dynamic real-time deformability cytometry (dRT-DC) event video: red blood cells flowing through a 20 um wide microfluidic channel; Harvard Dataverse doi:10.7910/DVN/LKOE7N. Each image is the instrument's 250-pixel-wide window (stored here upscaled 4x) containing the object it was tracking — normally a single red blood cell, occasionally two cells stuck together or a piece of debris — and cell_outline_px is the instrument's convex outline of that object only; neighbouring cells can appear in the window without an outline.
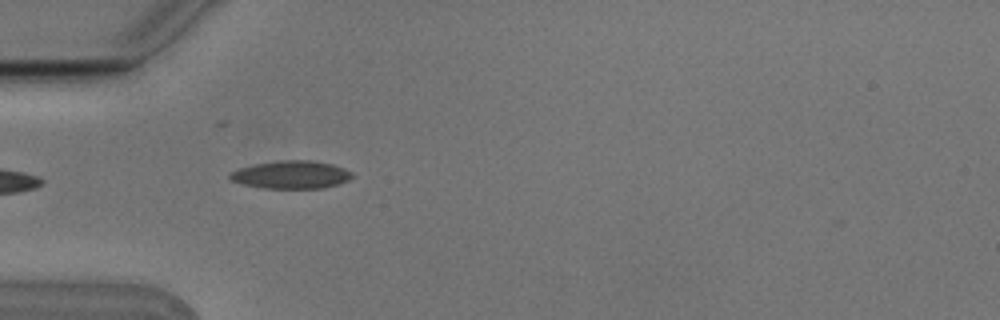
{"species": "Egyptian fruit bat (a non-hibernating species)", "species_latin": "Rousettus aegyptiacus", "temperature_condition": "cold", "stored_images_in_passage": 6, "camera_frame_rate_fps": 3000, "um_per_image_px": 0.085, "animal": {"sex": "male"}, "frame": {"image": 1, "passage_image": 5, "time_ms": 1.333, "image_size_px": [1000, 320], "cell_outline_px": [[352, 176], [348, 180], [324, 188], [264, 188], [244, 184], [228, 180], [228, 172], [240, 168], [256, 164], [280, 160], [308, 160], [332, 164], [344, 168], [352, 172]], "centroid_in_image_um": [24.71, 14.85], "position_along_channel_um": 60.3, "area_um2": 19.77}}